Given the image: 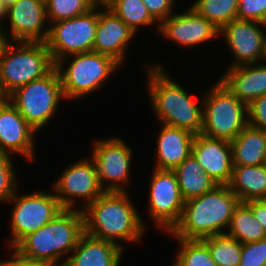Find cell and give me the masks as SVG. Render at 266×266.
Instances as JSON below:
<instances>
[{
	"label": "cell",
	"instance_id": "9a60e30c",
	"mask_svg": "<svg viewBox=\"0 0 266 266\" xmlns=\"http://www.w3.org/2000/svg\"><path fill=\"white\" fill-rule=\"evenodd\" d=\"M8 29H3L6 41L46 42L49 24L45 3L40 0H18L6 11Z\"/></svg>",
	"mask_w": 266,
	"mask_h": 266
},
{
	"label": "cell",
	"instance_id": "30bf717a",
	"mask_svg": "<svg viewBox=\"0 0 266 266\" xmlns=\"http://www.w3.org/2000/svg\"><path fill=\"white\" fill-rule=\"evenodd\" d=\"M98 9L99 7H93L72 19L50 24L45 43L54 65L65 57L93 51Z\"/></svg>",
	"mask_w": 266,
	"mask_h": 266
},
{
	"label": "cell",
	"instance_id": "7c38bea8",
	"mask_svg": "<svg viewBox=\"0 0 266 266\" xmlns=\"http://www.w3.org/2000/svg\"><path fill=\"white\" fill-rule=\"evenodd\" d=\"M52 189L63 209H76L75 202L81 199L84 203L81 204L83 210L105 192L91 157L81 159L64 169L58 180L53 183Z\"/></svg>",
	"mask_w": 266,
	"mask_h": 266
},
{
	"label": "cell",
	"instance_id": "f1b7e54d",
	"mask_svg": "<svg viewBox=\"0 0 266 266\" xmlns=\"http://www.w3.org/2000/svg\"><path fill=\"white\" fill-rule=\"evenodd\" d=\"M190 6L219 30L237 19L238 0H195Z\"/></svg>",
	"mask_w": 266,
	"mask_h": 266
},
{
	"label": "cell",
	"instance_id": "60d3db41",
	"mask_svg": "<svg viewBox=\"0 0 266 266\" xmlns=\"http://www.w3.org/2000/svg\"><path fill=\"white\" fill-rule=\"evenodd\" d=\"M18 0H1L2 4L6 9L10 8L13 4H15Z\"/></svg>",
	"mask_w": 266,
	"mask_h": 266
},
{
	"label": "cell",
	"instance_id": "5bb4252c",
	"mask_svg": "<svg viewBox=\"0 0 266 266\" xmlns=\"http://www.w3.org/2000/svg\"><path fill=\"white\" fill-rule=\"evenodd\" d=\"M264 28L266 30V23L263 22L234 19L220 29L219 35L223 36L228 49L233 52L232 58L235 56L228 67L265 61Z\"/></svg>",
	"mask_w": 266,
	"mask_h": 266
},
{
	"label": "cell",
	"instance_id": "7a4b0ae2",
	"mask_svg": "<svg viewBox=\"0 0 266 266\" xmlns=\"http://www.w3.org/2000/svg\"><path fill=\"white\" fill-rule=\"evenodd\" d=\"M240 203L228 185L185 201L179 222L167 233L184 240H199L226 233L233 211Z\"/></svg>",
	"mask_w": 266,
	"mask_h": 266
},
{
	"label": "cell",
	"instance_id": "74e56055",
	"mask_svg": "<svg viewBox=\"0 0 266 266\" xmlns=\"http://www.w3.org/2000/svg\"><path fill=\"white\" fill-rule=\"evenodd\" d=\"M244 203L251 209L254 217L261 223L266 232V202L264 200H249Z\"/></svg>",
	"mask_w": 266,
	"mask_h": 266
},
{
	"label": "cell",
	"instance_id": "8d00e7d4",
	"mask_svg": "<svg viewBox=\"0 0 266 266\" xmlns=\"http://www.w3.org/2000/svg\"><path fill=\"white\" fill-rule=\"evenodd\" d=\"M10 259L0 260V266H59L45 261L31 260L21 256L15 250Z\"/></svg>",
	"mask_w": 266,
	"mask_h": 266
},
{
	"label": "cell",
	"instance_id": "1f68e13d",
	"mask_svg": "<svg viewBox=\"0 0 266 266\" xmlns=\"http://www.w3.org/2000/svg\"><path fill=\"white\" fill-rule=\"evenodd\" d=\"M12 155L0 153V202H8L18 188Z\"/></svg>",
	"mask_w": 266,
	"mask_h": 266
},
{
	"label": "cell",
	"instance_id": "f6af8a7d",
	"mask_svg": "<svg viewBox=\"0 0 266 266\" xmlns=\"http://www.w3.org/2000/svg\"><path fill=\"white\" fill-rule=\"evenodd\" d=\"M265 61H266V45H265Z\"/></svg>",
	"mask_w": 266,
	"mask_h": 266
},
{
	"label": "cell",
	"instance_id": "cb8c5ba5",
	"mask_svg": "<svg viewBox=\"0 0 266 266\" xmlns=\"http://www.w3.org/2000/svg\"><path fill=\"white\" fill-rule=\"evenodd\" d=\"M228 187L240 202L263 200L266 197V165H233Z\"/></svg>",
	"mask_w": 266,
	"mask_h": 266
},
{
	"label": "cell",
	"instance_id": "4fadbf2b",
	"mask_svg": "<svg viewBox=\"0 0 266 266\" xmlns=\"http://www.w3.org/2000/svg\"><path fill=\"white\" fill-rule=\"evenodd\" d=\"M149 184L147 214H150L155 226L169 233L179 222L185 203L176 173L174 170L154 168Z\"/></svg>",
	"mask_w": 266,
	"mask_h": 266
},
{
	"label": "cell",
	"instance_id": "7bdbcfd3",
	"mask_svg": "<svg viewBox=\"0 0 266 266\" xmlns=\"http://www.w3.org/2000/svg\"><path fill=\"white\" fill-rule=\"evenodd\" d=\"M5 99V97H3L1 94H0V103Z\"/></svg>",
	"mask_w": 266,
	"mask_h": 266
},
{
	"label": "cell",
	"instance_id": "9c48e42d",
	"mask_svg": "<svg viewBox=\"0 0 266 266\" xmlns=\"http://www.w3.org/2000/svg\"><path fill=\"white\" fill-rule=\"evenodd\" d=\"M13 203L11 213V237L9 247L14 248L24 237L50 222L63 210L53 191L36 190L30 194L16 190L8 201Z\"/></svg>",
	"mask_w": 266,
	"mask_h": 266
},
{
	"label": "cell",
	"instance_id": "603a6c76",
	"mask_svg": "<svg viewBox=\"0 0 266 266\" xmlns=\"http://www.w3.org/2000/svg\"><path fill=\"white\" fill-rule=\"evenodd\" d=\"M233 165H262L266 160V131L247 125L232 141Z\"/></svg>",
	"mask_w": 266,
	"mask_h": 266
},
{
	"label": "cell",
	"instance_id": "d4e9b609",
	"mask_svg": "<svg viewBox=\"0 0 266 266\" xmlns=\"http://www.w3.org/2000/svg\"><path fill=\"white\" fill-rule=\"evenodd\" d=\"M174 172L185 201L201 196L217 186L192 155L178 165Z\"/></svg>",
	"mask_w": 266,
	"mask_h": 266
},
{
	"label": "cell",
	"instance_id": "8fae6325",
	"mask_svg": "<svg viewBox=\"0 0 266 266\" xmlns=\"http://www.w3.org/2000/svg\"><path fill=\"white\" fill-rule=\"evenodd\" d=\"M92 156L98 180L105 192H127L133 150L120 137L94 141ZM107 185L105 186V183Z\"/></svg>",
	"mask_w": 266,
	"mask_h": 266
},
{
	"label": "cell",
	"instance_id": "f35d334b",
	"mask_svg": "<svg viewBox=\"0 0 266 266\" xmlns=\"http://www.w3.org/2000/svg\"><path fill=\"white\" fill-rule=\"evenodd\" d=\"M93 7L108 8L114 0H89Z\"/></svg>",
	"mask_w": 266,
	"mask_h": 266
},
{
	"label": "cell",
	"instance_id": "8992f818",
	"mask_svg": "<svg viewBox=\"0 0 266 266\" xmlns=\"http://www.w3.org/2000/svg\"><path fill=\"white\" fill-rule=\"evenodd\" d=\"M69 57L72 60L68 66L65 67L67 57L55 64L65 100H77L90 95L121 66L112 57L93 51Z\"/></svg>",
	"mask_w": 266,
	"mask_h": 266
},
{
	"label": "cell",
	"instance_id": "ba28073f",
	"mask_svg": "<svg viewBox=\"0 0 266 266\" xmlns=\"http://www.w3.org/2000/svg\"><path fill=\"white\" fill-rule=\"evenodd\" d=\"M7 98L39 132L53 119L61 100H65L58 70L54 66L46 75L17 88Z\"/></svg>",
	"mask_w": 266,
	"mask_h": 266
},
{
	"label": "cell",
	"instance_id": "83f0119b",
	"mask_svg": "<svg viewBox=\"0 0 266 266\" xmlns=\"http://www.w3.org/2000/svg\"><path fill=\"white\" fill-rule=\"evenodd\" d=\"M118 18L128 25L135 33L142 26L159 24L151 17L142 0H114L108 7Z\"/></svg>",
	"mask_w": 266,
	"mask_h": 266
},
{
	"label": "cell",
	"instance_id": "ffe728a7",
	"mask_svg": "<svg viewBox=\"0 0 266 266\" xmlns=\"http://www.w3.org/2000/svg\"><path fill=\"white\" fill-rule=\"evenodd\" d=\"M219 81L247 106L256 98L266 95V61L227 67Z\"/></svg>",
	"mask_w": 266,
	"mask_h": 266
},
{
	"label": "cell",
	"instance_id": "e575fe53",
	"mask_svg": "<svg viewBox=\"0 0 266 266\" xmlns=\"http://www.w3.org/2000/svg\"><path fill=\"white\" fill-rule=\"evenodd\" d=\"M176 0H142L151 17L160 25L173 15Z\"/></svg>",
	"mask_w": 266,
	"mask_h": 266
},
{
	"label": "cell",
	"instance_id": "ac0fdd59",
	"mask_svg": "<svg viewBox=\"0 0 266 266\" xmlns=\"http://www.w3.org/2000/svg\"><path fill=\"white\" fill-rule=\"evenodd\" d=\"M191 155L217 185L229 184L233 171L230 141L196 134Z\"/></svg>",
	"mask_w": 266,
	"mask_h": 266
},
{
	"label": "cell",
	"instance_id": "f546056e",
	"mask_svg": "<svg viewBox=\"0 0 266 266\" xmlns=\"http://www.w3.org/2000/svg\"><path fill=\"white\" fill-rule=\"evenodd\" d=\"M176 239L180 248L173 266H217L203 240Z\"/></svg>",
	"mask_w": 266,
	"mask_h": 266
},
{
	"label": "cell",
	"instance_id": "b9f144b4",
	"mask_svg": "<svg viewBox=\"0 0 266 266\" xmlns=\"http://www.w3.org/2000/svg\"><path fill=\"white\" fill-rule=\"evenodd\" d=\"M5 42H6V40L4 38L3 29L0 28V51H1Z\"/></svg>",
	"mask_w": 266,
	"mask_h": 266
},
{
	"label": "cell",
	"instance_id": "4316f807",
	"mask_svg": "<svg viewBox=\"0 0 266 266\" xmlns=\"http://www.w3.org/2000/svg\"><path fill=\"white\" fill-rule=\"evenodd\" d=\"M202 240L207 244L212 260L217 266H239L243 244L235 238L224 233Z\"/></svg>",
	"mask_w": 266,
	"mask_h": 266
},
{
	"label": "cell",
	"instance_id": "3957f363",
	"mask_svg": "<svg viewBox=\"0 0 266 266\" xmlns=\"http://www.w3.org/2000/svg\"><path fill=\"white\" fill-rule=\"evenodd\" d=\"M146 66V87L153 112L160 123L188 130L194 135L200 134L203 128V103L195 101L196 98L175 82L161 64Z\"/></svg>",
	"mask_w": 266,
	"mask_h": 266
},
{
	"label": "cell",
	"instance_id": "6da1fadb",
	"mask_svg": "<svg viewBox=\"0 0 266 266\" xmlns=\"http://www.w3.org/2000/svg\"><path fill=\"white\" fill-rule=\"evenodd\" d=\"M129 196L128 191L104 192L96 198L82 210L85 233L116 243L124 250L125 244L118 241L141 243L147 226Z\"/></svg>",
	"mask_w": 266,
	"mask_h": 266
},
{
	"label": "cell",
	"instance_id": "52a82bcc",
	"mask_svg": "<svg viewBox=\"0 0 266 266\" xmlns=\"http://www.w3.org/2000/svg\"><path fill=\"white\" fill-rule=\"evenodd\" d=\"M203 103L201 134L234 140L248 125L247 105L238 100L219 80L207 90Z\"/></svg>",
	"mask_w": 266,
	"mask_h": 266
},
{
	"label": "cell",
	"instance_id": "d6a6232c",
	"mask_svg": "<svg viewBox=\"0 0 266 266\" xmlns=\"http://www.w3.org/2000/svg\"><path fill=\"white\" fill-rule=\"evenodd\" d=\"M239 266H266V238L242 245Z\"/></svg>",
	"mask_w": 266,
	"mask_h": 266
},
{
	"label": "cell",
	"instance_id": "484cf974",
	"mask_svg": "<svg viewBox=\"0 0 266 266\" xmlns=\"http://www.w3.org/2000/svg\"><path fill=\"white\" fill-rule=\"evenodd\" d=\"M226 234L235 238L241 244L266 238L264 227L244 202H240L234 209Z\"/></svg>",
	"mask_w": 266,
	"mask_h": 266
},
{
	"label": "cell",
	"instance_id": "4dcf8cb0",
	"mask_svg": "<svg viewBox=\"0 0 266 266\" xmlns=\"http://www.w3.org/2000/svg\"><path fill=\"white\" fill-rule=\"evenodd\" d=\"M49 25L56 21L72 19L93 8L89 0H48L45 3Z\"/></svg>",
	"mask_w": 266,
	"mask_h": 266
},
{
	"label": "cell",
	"instance_id": "836d02e7",
	"mask_svg": "<svg viewBox=\"0 0 266 266\" xmlns=\"http://www.w3.org/2000/svg\"><path fill=\"white\" fill-rule=\"evenodd\" d=\"M237 19L266 23V0H238Z\"/></svg>",
	"mask_w": 266,
	"mask_h": 266
},
{
	"label": "cell",
	"instance_id": "ee69618b",
	"mask_svg": "<svg viewBox=\"0 0 266 266\" xmlns=\"http://www.w3.org/2000/svg\"><path fill=\"white\" fill-rule=\"evenodd\" d=\"M40 1H42L43 3H46L48 0H40Z\"/></svg>",
	"mask_w": 266,
	"mask_h": 266
},
{
	"label": "cell",
	"instance_id": "44dd1931",
	"mask_svg": "<svg viewBox=\"0 0 266 266\" xmlns=\"http://www.w3.org/2000/svg\"><path fill=\"white\" fill-rule=\"evenodd\" d=\"M154 149L157 159L154 168L174 170L191 155L195 135L188 130L161 124Z\"/></svg>",
	"mask_w": 266,
	"mask_h": 266
},
{
	"label": "cell",
	"instance_id": "d6986e66",
	"mask_svg": "<svg viewBox=\"0 0 266 266\" xmlns=\"http://www.w3.org/2000/svg\"><path fill=\"white\" fill-rule=\"evenodd\" d=\"M135 34L110 9L99 8L93 52L110 56L123 65L127 47Z\"/></svg>",
	"mask_w": 266,
	"mask_h": 266
},
{
	"label": "cell",
	"instance_id": "2e32d148",
	"mask_svg": "<svg viewBox=\"0 0 266 266\" xmlns=\"http://www.w3.org/2000/svg\"><path fill=\"white\" fill-rule=\"evenodd\" d=\"M158 32L183 48H191L215 39L220 30L189 6L186 12L173 14L163 21Z\"/></svg>",
	"mask_w": 266,
	"mask_h": 266
},
{
	"label": "cell",
	"instance_id": "ab89813d",
	"mask_svg": "<svg viewBox=\"0 0 266 266\" xmlns=\"http://www.w3.org/2000/svg\"><path fill=\"white\" fill-rule=\"evenodd\" d=\"M6 11H7V9L4 7V5L2 4V2L0 0V28H2V29L5 28L2 25V23H4L3 19L5 20V18H6Z\"/></svg>",
	"mask_w": 266,
	"mask_h": 266
},
{
	"label": "cell",
	"instance_id": "7402d4cb",
	"mask_svg": "<svg viewBox=\"0 0 266 266\" xmlns=\"http://www.w3.org/2000/svg\"><path fill=\"white\" fill-rule=\"evenodd\" d=\"M124 249L84 233L63 266H119Z\"/></svg>",
	"mask_w": 266,
	"mask_h": 266
},
{
	"label": "cell",
	"instance_id": "d590c367",
	"mask_svg": "<svg viewBox=\"0 0 266 266\" xmlns=\"http://www.w3.org/2000/svg\"><path fill=\"white\" fill-rule=\"evenodd\" d=\"M248 124L266 131V95L254 99L248 106Z\"/></svg>",
	"mask_w": 266,
	"mask_h": 266
},
{
	"label": "cell",
	"instance_id": "e0dca14e",
	"mask_svg": "<svg viewBox=\"0 0 266 266\" xmlns=\"http://www.w3.org/2000/svg\"><path fill=\"white\" fill-rule=\"evenodd\" d=\"M36 133L8 98L0 103V153L34 159Z\"/></svg>",
	"mask_w": 266,
	"mask_h": 266
},
{
	"label": "cell",
	"instance_id": "277c9868",
	"mask_svg": "<svg viewBox=\"0 0 266 266\" xmlns=\"http://www.w3.org/2000/svg\"><path fill=\"white\" fill-rule=\"evenodd\" d=\"M85 233L79 209H63L50 222L24 237L13 249L21 256L63 266Z\"/></svg>",
	"mask_w": 266,
	"mask_h": 266
},
{
	"label": "cell",
	"instance_id": "5b68a950",
	"mask_svg": "<svg viewBox=\"0 0 266 266\" xmlns=\"http://www.w3.org/2000/svg\"><path fill=\"white\" fill-rule=\"evenodd\" d=\"M54 66L45 42L6 41L0 51V94L7 98Z\"/></svg>",
	"mask_w": 266,
	"mask_h": 266
}]
</instances>
